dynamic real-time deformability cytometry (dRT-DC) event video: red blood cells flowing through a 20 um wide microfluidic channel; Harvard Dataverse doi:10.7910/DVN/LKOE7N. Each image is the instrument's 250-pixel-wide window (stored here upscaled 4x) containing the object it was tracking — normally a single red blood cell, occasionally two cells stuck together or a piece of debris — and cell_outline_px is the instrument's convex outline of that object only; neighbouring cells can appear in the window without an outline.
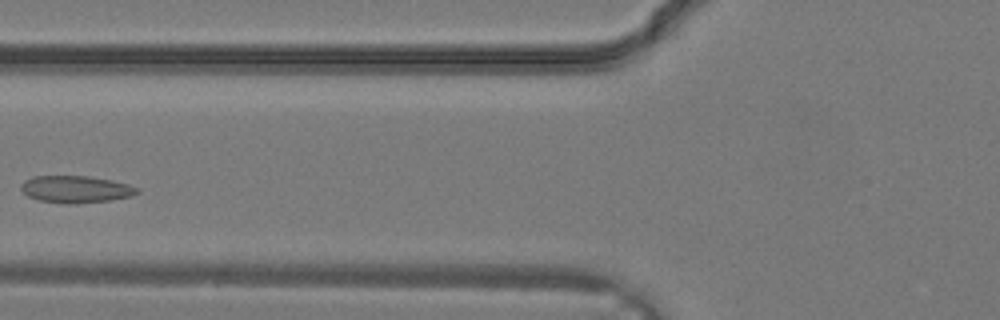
{"species": "common noctule bat (a hibernating species)", "species_latin": "Nyctalus noctula", "temperature_condition": "warm", "stored_images_in_passage": 8, "camera_frame_rate_fps": 3000, "um_per_image_px": 0.085, "animal": {"sex": "male", "body_mass_g": 19.2, "forearm_length_mm": 51.8}, "frame": {"image": 1, "passage_image": 7, "time_ms": 2.0, "image_size_px": [1000, 320], "cell_outline_px": [[140, 192], [132, 196], [108, 200], [76, 204], [64, 204], [36, 200], [28, 196], [20, 188], [20, 184], [24, 180], [32, 176], [88, 176], [112, 180], [128, 184], [136, 188]], "centroid_in_image_um": [6.4, 16.09], "position_along_channel_um": 119.4, "area_um2": 18.44}}